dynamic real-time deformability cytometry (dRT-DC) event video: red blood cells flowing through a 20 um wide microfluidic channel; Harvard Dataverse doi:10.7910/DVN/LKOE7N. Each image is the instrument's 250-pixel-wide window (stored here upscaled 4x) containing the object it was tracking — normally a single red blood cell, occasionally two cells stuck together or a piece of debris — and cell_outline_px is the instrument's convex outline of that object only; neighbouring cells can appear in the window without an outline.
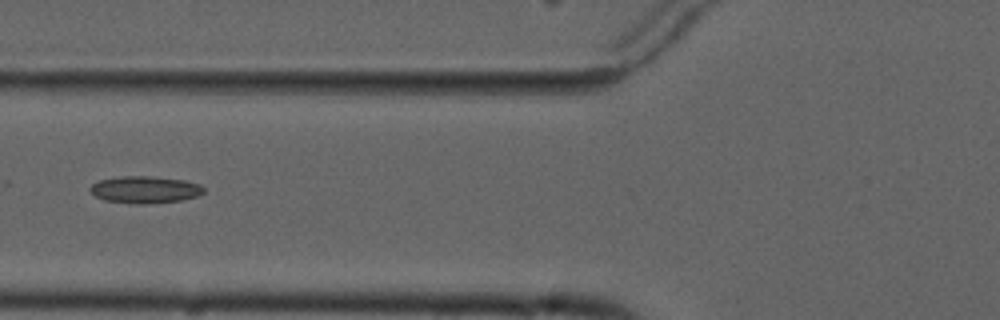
{"species": "common noctule bat (a hibernating species)", "species_latin": "Nyctalus noctula", "temperature_condition": "cold", "stored_images_in_passage": 6, "camera_frame_rate_fps": 3000, "um_per_image_px": 0.085, "animal": {"sex": "male", "forearm_length_mm": 52.5}, "frame": {"image": 1, "passage_image": 5, "time_ms": 4.667, "image_size_px": [1000, 320], "cell_outline_px": [[204, 192], [196, 196], [180, 200], [148, 204], [140, 204], [104, 200], [96, 196], [88, 188], [92, 184], [100, 180], [120, 176], [148, 176], [184, 180], [200, 184], [204, 188]], "centroid_in_image_um": [12.32, 16.11], "position_along_channel_um": 113.5, "area_um2": 17.74}}
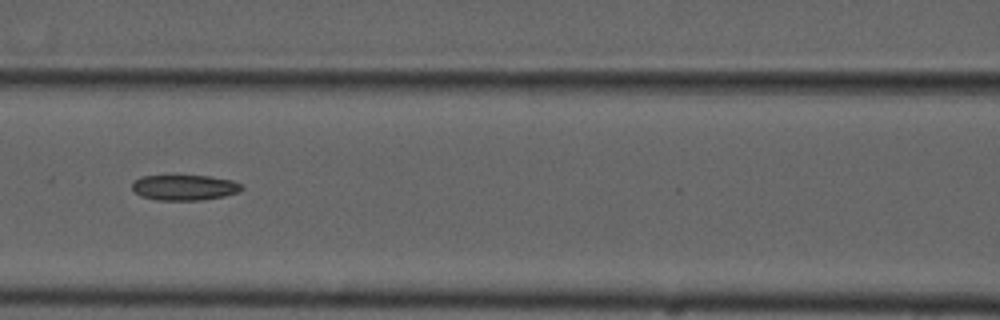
{"frame": {"image": 2, "passage_image": 6, "time_ms": 5.667, "image_size_px": [1000, 320], "cell_outline_px": [[244, 188], [240, 192], [224, 196], [200, 200], [160, 200], [140, 196], [132, 188], [132, 184], [140, 176], [208, 176], [232, 180], [244, 184]], "centroid_in_image_um": [15.74, 15.94], "position_along_channel_um": 150.9, "area_um2": 16.24}}